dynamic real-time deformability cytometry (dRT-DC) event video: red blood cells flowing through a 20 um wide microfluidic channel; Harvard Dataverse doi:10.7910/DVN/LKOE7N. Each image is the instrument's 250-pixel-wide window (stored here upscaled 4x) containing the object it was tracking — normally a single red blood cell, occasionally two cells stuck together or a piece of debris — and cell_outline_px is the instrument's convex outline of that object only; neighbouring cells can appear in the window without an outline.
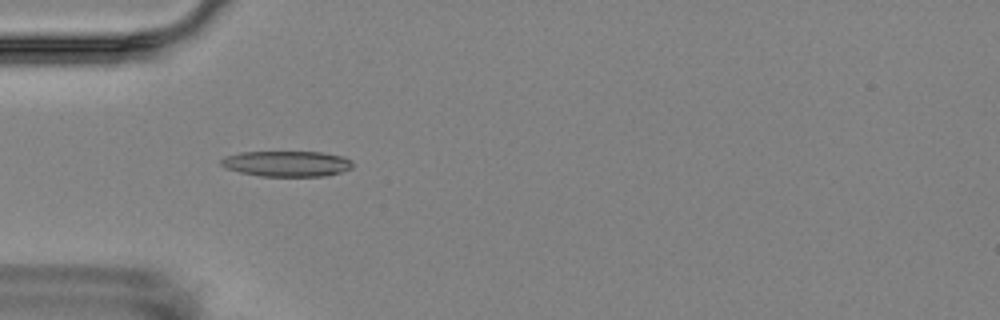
{"species": "Egyptian fruit bat (a non-hibernating species)", "species_latin": "Rousettus aegyptiacus", "temperature_condition": "room temperature", "stored_images_in_passage": 10, "camera_frame_rate_fps": 3000, "um_per_image_px": 0.085, "animal": {"sex": "female"}, "frame": {"image": 1, "passage_image": 5, "time_ms": 5.333, "image_size_px": [1000, 320], "cell_outline_px": [[352, 168], [340, 172], [324, 176], [260, 176], [240, 172], [224, 168], [220, 164], [220, 160], [224, 156], [240, 152], [320, 152], [344, 156], [352, 160]], "centroid_in_image_um": [24.35, 13.91], "position_along_channel_um": 60.6, "area_um2": 19.77}}
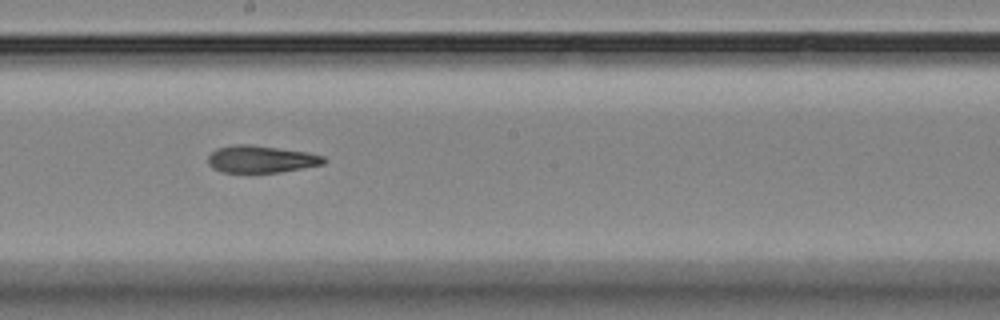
{"frame": {"image": 2, "passage_image": 9, "time_ms": 10.0, "image_size_px": [1000, 320], "cell_outline_px": [[328, 160], [324, 164], [280, 172], [220, 172], [212, 168], [208, 164], [208, 156], [216, 148], [236, 144], [248, 144], [308, 152], [324, 156]], "centroid_in_image_um": [22.19, 13.53], "position_along_channel_um": 226.0, "area_um2": 18.38}}
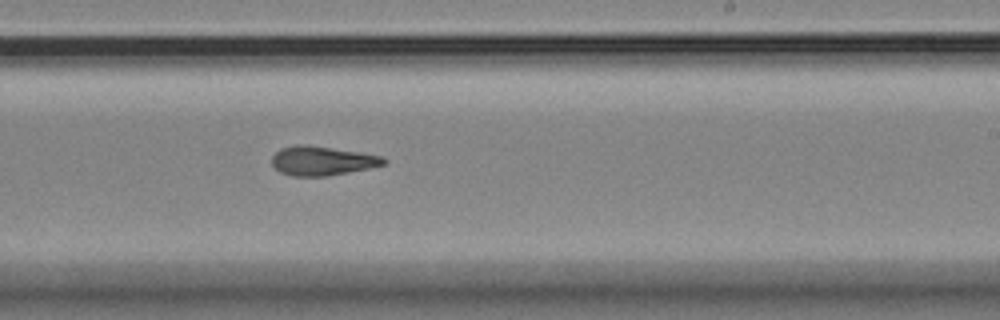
{"frame": {"image": 3, "passage_image": 10, "time_ms": 11.0, "image_size_px": [1000, 320], "cell_outline_px": [[388, 160], [384, 164], [368, 168], [328, 176], [292, 176], [280, 172], [272, 164], [272, 156], [280, 148], [296, 144], [304, 144], [360, 152], [384, 156]], "centroid_in_image_um": [27.37, 13.66], "position_along_channel_um": 261.6, "area_um2": 19.02}}